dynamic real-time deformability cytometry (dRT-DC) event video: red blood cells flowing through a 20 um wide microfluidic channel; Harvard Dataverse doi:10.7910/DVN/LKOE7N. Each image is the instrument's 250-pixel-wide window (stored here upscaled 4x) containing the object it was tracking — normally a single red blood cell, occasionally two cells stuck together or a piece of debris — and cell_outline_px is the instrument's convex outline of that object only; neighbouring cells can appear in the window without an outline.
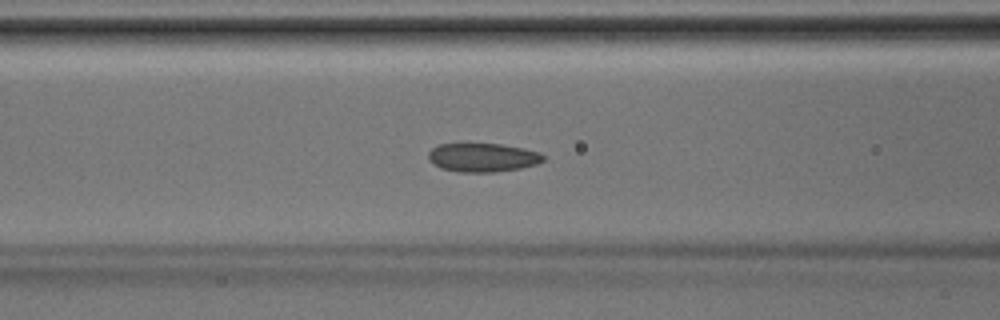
{"species": "Egyptian fruit bat (a non-hibernating species)", "species_latin": "Rousettus aegyptiacus", "temperature_condition": "room temperature", "stored_images_in_passage": 29, "segment_of_instrument_passage": [1, 2], "camera_frame_rate_fps": 3000, "um_per_image_px": 0.085, "animal": {"sex": "male"}, "frame": {"image": 1, "passage_image": 4, "time_ms": 1.0, "image_size_px": [1000, 320], "cell_outline_px": [[544, 160], [536, 164], [520, 168], [492, 172], [460, 172], [440, 168], [432, 164], [428, 160], [428, 152], [436, 144], [468, 140], [500, 144], [524, 148], [540, 152], [544, 156]], "centroid_in_image_um": [40.94, 13.33], "position_along_channel_um": 125.7, "area_um2": 20.23}}
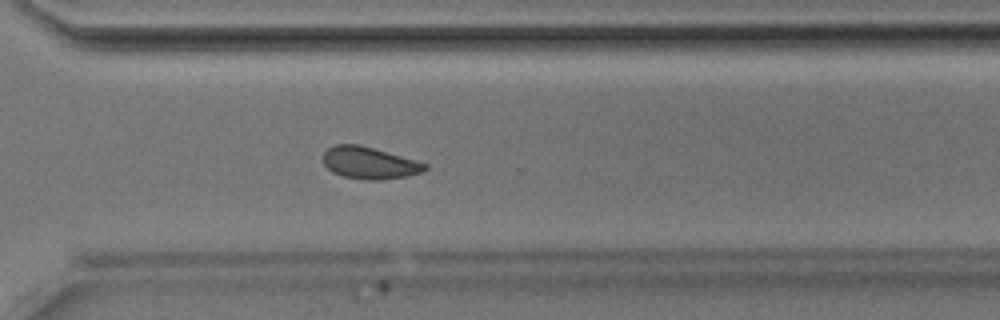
{"frame": {"image": 2, "passage_image": 17, "time_ms": 5.333, "image_size_px": [1000, 320], "cell_outline_px": [[428, 168], [424, 172], [408, 176], [380, 180], [364, 180], [340, 176], [332, 172], [324, 164], [324, 152], [332, 144], [360, 144], [416, 160], [428, 164]], "centroid_in_image_um": [31.41, 13.85], "position_along_channel_um": 339.2, "area_um2": 19.25}}
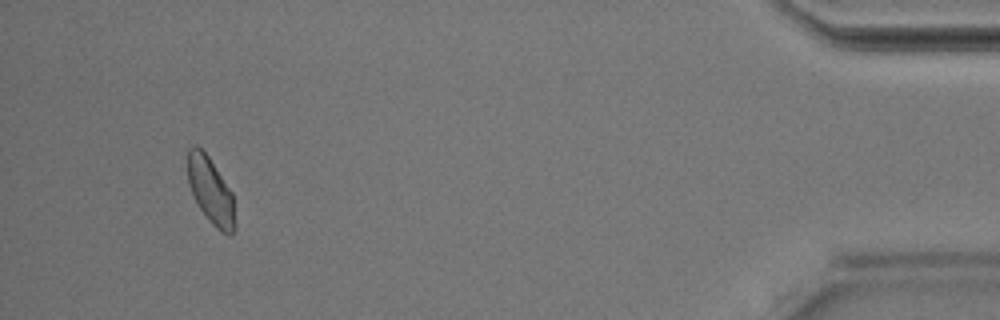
{"frame": {"image": 3, "passage_image": 26, "time_ms": 8.333, "image_size_px": [1000, 320], "cell_outline_px": [[236, 228], [232, 236], [228, 236], [220, 232], [208, 220], [200, 208], [188, 184], [188, 148], [196, 144], [208, 156], [232, 192], [236, 224]], "centroid_in_image_um": [17.94, 16.27], "position_along_channel_um": 417.3, "area_um2": 18.38}}